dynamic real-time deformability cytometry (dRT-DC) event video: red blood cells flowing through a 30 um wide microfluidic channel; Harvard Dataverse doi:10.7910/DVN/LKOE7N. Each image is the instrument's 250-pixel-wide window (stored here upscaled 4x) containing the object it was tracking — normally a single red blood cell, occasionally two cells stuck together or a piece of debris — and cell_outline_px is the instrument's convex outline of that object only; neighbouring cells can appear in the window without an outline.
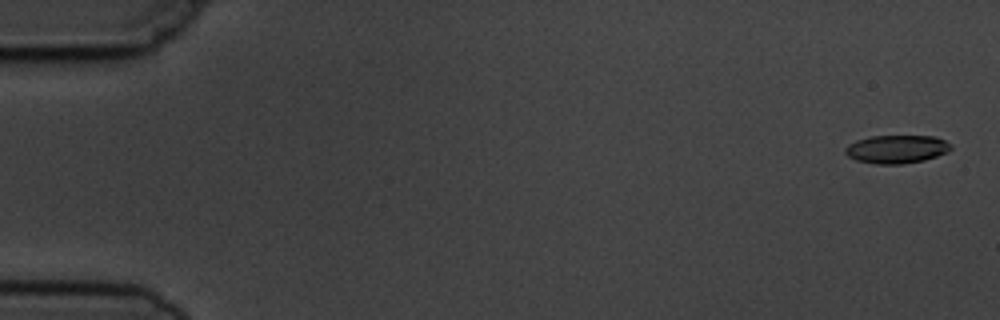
{"species": "common noctule bat (a hibernating species)", "species_latin": "Nyctalus noctula", "temperature_condition": "cold", "stored_images_in_passage": 5, "camera_frame_rate_fps": 3000, "um_per_image_px": 0.085, "animal": {"sex": "male", "body_mass_g": 19.5, "forearm_length_mm": 54.6}, "frame": {"image": 1, "passage_image": 1, "time_ms": 0.0, "image_size_px": [1000, 320], "cell_outline_px": [[952, 148], [948, 152], [924, 160], [900, 164], [876, 164], [856, 160], [848, 156], [844, 152], [844, 148], [848, 144], [856, 140], [872, 136], [936, 136], [952, 144]], "centroid_in_image_um": [76.21, 12.67], "position_along_channel_um": 8.8, "area_um2": 17.46}}
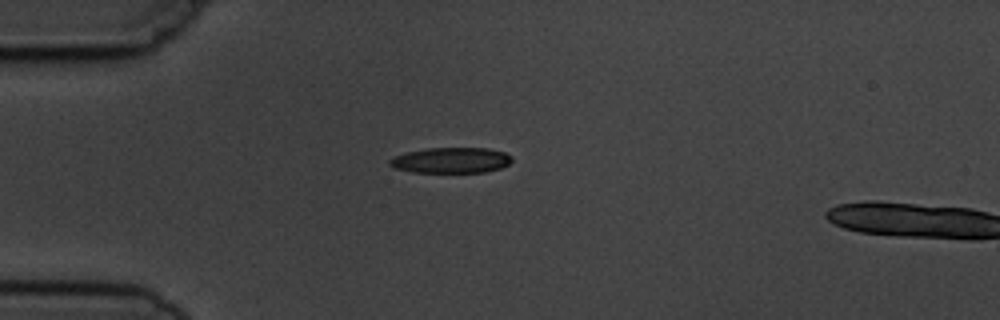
{"frame": {"image": 2, "passage_image": 4, "time_ms": 4.333, "image_size_px": [1000, 320], "cell_outline_px": [[512, 160], [508, 164], [500, 168], [484, 172], [412, 172], [396, 168], [388, 164], [388, 160], [404, 152], [428, 148], [488, 148], [504, 152], [512, 156]], "centroid_in_image_um": [38.33, 13.62], "position_along_channel_um": 46.7, "area_um2": 18.21}}